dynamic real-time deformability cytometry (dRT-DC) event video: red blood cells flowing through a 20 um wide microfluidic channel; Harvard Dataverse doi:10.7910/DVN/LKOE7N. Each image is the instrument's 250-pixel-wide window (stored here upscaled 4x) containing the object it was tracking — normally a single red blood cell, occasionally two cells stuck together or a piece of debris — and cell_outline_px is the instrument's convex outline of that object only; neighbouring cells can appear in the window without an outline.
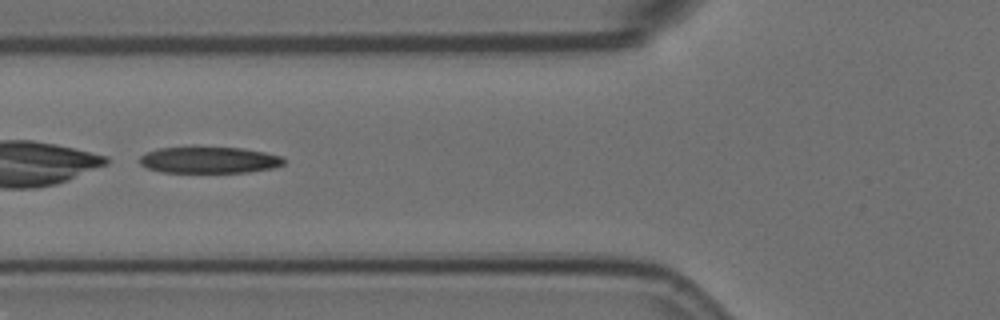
{"species": "Egyptian fruit bat (a non-hibernating species)", "species_latin": "Rousettus aegyptiacus", "temperature_condition": "room temperature", "stored_images_in_passage": 9, "camera_frame_rate_fps": 3000, "um_per_image_px": 0.085, "animal": {"sex": "female"}, "frame": {"image": 1, "passage_image": 6, "time_ms": 1.667, "image_size_px": [1000, 320], "cell_outline_px": [[284, 164], [276, 168], [248, 172], [160, 172], [148, 168], [140, 164], [140, 156], [148, 152], [160, 148], [240, 148], [264, 152], [284, 156]], "centroid_in_image_um": [17.84, 13.62], "position_along_channel_um": 108.0, "area_um2": 21.96}}
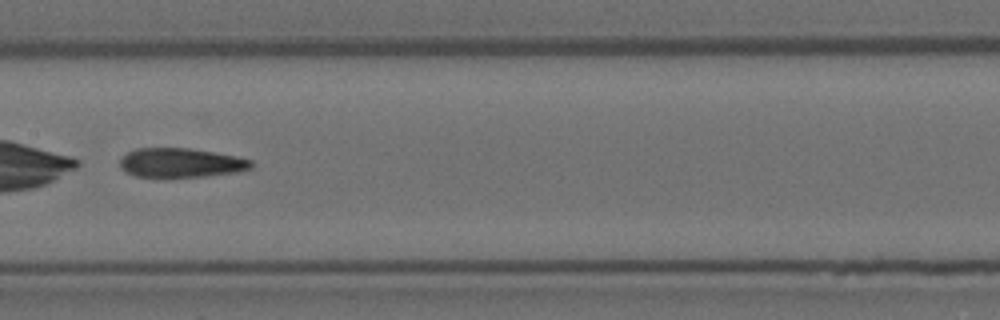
{"frame": {"image": 2, "passage_image": 8, "time_ms": 2.333, "image_size_px": [1000, 320], "cell_outline_px": [[252, 168], [236, 172], [204, 176], [136, 176], [120, 168], [120, 160], [128, 152], [136, 148], [188, 148], [236, 156], [252, 160]], "centroid_in_image_um": [15.38, 13.82], "position_along_channel_um": 192.0, "area_um2": 21.96}}